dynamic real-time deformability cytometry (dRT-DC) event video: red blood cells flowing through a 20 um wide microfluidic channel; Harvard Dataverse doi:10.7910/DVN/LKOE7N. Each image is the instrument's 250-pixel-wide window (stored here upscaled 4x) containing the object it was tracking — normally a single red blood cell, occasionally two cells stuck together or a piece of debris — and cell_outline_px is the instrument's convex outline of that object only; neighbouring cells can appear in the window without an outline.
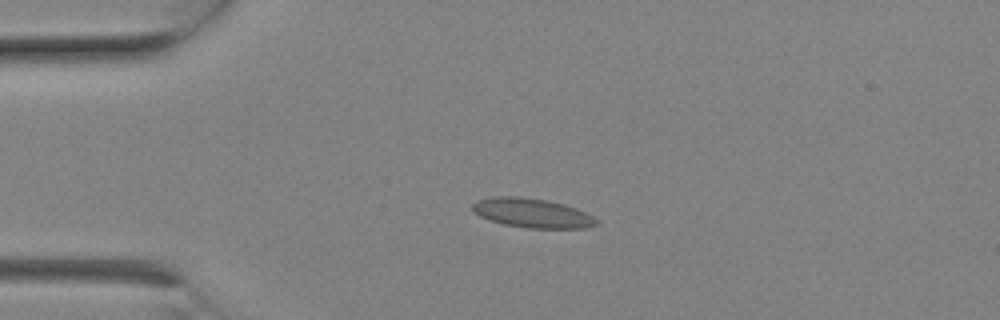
{"species": "Egyptian fruit bat (a non-hibernating species)", "species_latin": "Rousettus aegyptiacus", "temperature_condition": "room temperature", "stored_images_in_passage": 9, "camera_frame_rate_fps": 3000, "um_per_image_px": 0.085, "animal": {"sex": "female"}, "frame": {"image": 1, "passage_image": 4, "time_ms": 1.0, "image_size_px": [1000, 320], "cell_outline_px": [[600, 224], [584, 228], [528, 228], [504, 224], [480, 216], [472, 212], [472, 204], [476, 200], [492, 196], [520, 196], [544, 200], [564, 204], [576, 208], [600, 220]], "centroid_in_image_um": [45.23, 18.1], "position_along_channel_um": 39.8, "area_um2": 21.21}}
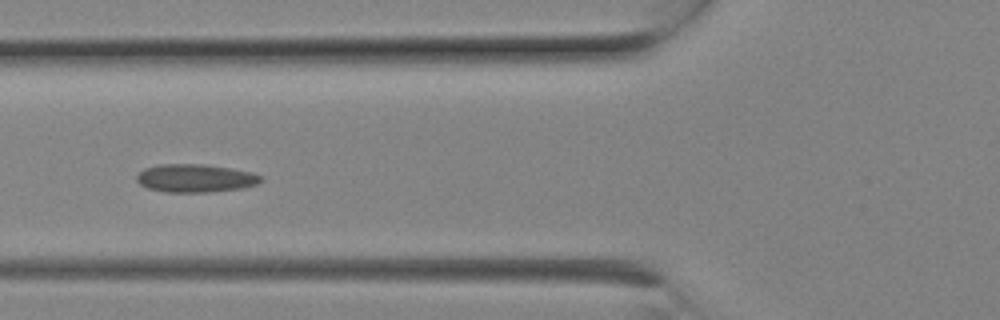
{"frame": {"image": 2, "passage_image": 7, "time_ms": 2.0, "image_size_px": [1000, 320], "cell_outline_px": [[264, 180], [260, 184], [244, 188], [208, 192], [164, 192], [148, 188], [140, 184], [136, 180], [136, 176], [144, 168], [156, 164], [204, 164], [232, 168], [252, 172], [264, 176]], "centroid_in_image_um": [16.66, 15.14], "position_along_channel_um": 109.1, "area_um2": 20.75}}
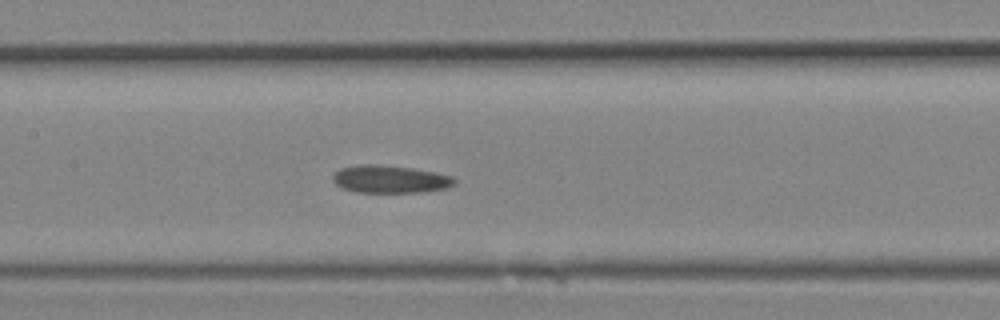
{"frame": {"image": 3, "passage_image": 9, "time_ms": 2.667, "image_size_px": [1000, 320], "cell_outline_px": [[456, 184], [448, 188], [424, 192], [356, 192], [344, 188], [336, 184], [332, 180], [332, 176], [340, 168], [360, 164], [380, 164], [412, 168], [436, 172], [452, 176], [456, 180]], "centroid_in_image_um": [33.19, 15.22], "position_along_channel_um": 174.2, "area_um2": 19.77}}